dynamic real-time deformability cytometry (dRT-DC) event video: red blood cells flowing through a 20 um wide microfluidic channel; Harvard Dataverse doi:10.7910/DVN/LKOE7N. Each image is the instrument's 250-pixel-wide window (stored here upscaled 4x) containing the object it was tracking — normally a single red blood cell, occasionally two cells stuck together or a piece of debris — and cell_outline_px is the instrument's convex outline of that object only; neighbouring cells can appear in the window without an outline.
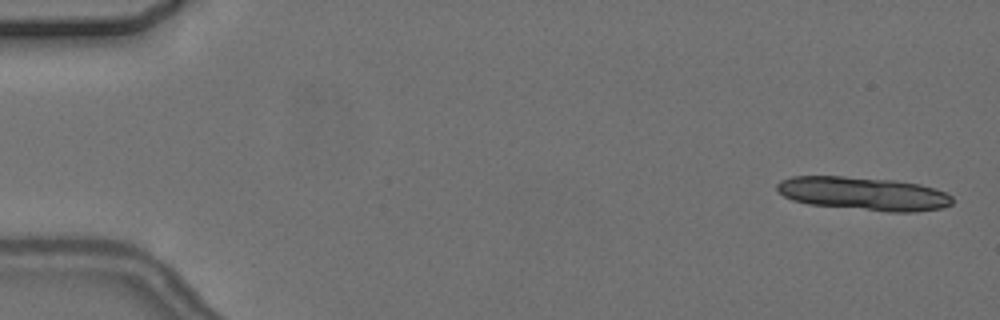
{"species": "common noctule bat (a hibernating species)", "species_latin": "Nyctalus noctula", "temperature_condition": "cold", "stored_images_in_passage": 7, "segment_of_instrument_passage": [1, 2], "camera_frame_rate_fps": 3000, "um_per_image_px": 0.085, "animal": {"sex": "female", "body_mass_g": 24.6, "forearm_length_mm": 56.2}, "frame": {"image": 1, "passage_image": 1, "time_ms": 0.0, "image_size_px": [1000, 320], "cell_outline_px": [[952, 204], [940, 208], [916, 212], [888, 212], [808, 204], [792, 200], [784, 196], [776, 188], [776, 184], [780, 180], [792, 176], [844, 176], [896, 180], [920, 184], [944, 192], [952, 196]], "centroid_in_image_um": [73.37, 16.45], "position_along_channel_um": 11.6, "area_um2": 34.22}}